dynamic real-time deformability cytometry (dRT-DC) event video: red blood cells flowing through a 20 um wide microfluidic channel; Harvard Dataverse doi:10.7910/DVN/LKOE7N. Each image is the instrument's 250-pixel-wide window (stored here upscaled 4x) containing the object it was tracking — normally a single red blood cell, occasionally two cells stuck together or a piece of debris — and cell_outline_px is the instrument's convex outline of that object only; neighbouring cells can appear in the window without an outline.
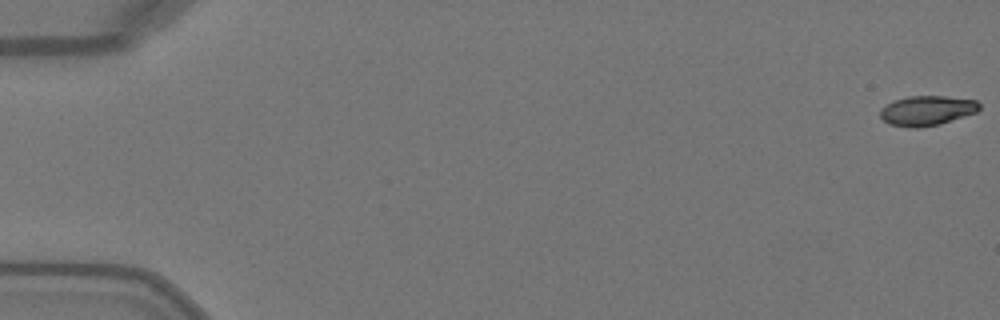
{"species": "Egyptian fruit bat (a non-hibernating species)", "species_latin": "Rousettus aegyptiacus", "temperature_condition": "warm", "stored_images_in_passage": 17, "camera_frame_rate_fps": 3000, "um_per_image_px": 0.085, "animal": {"sex": "female"}, "frame": {"image": 1, "passage_image": 1, "time_ms": 0.0, "image_size_px": [1000, 320], "cell_outline_px": [[980, 108], [976, 112], [940, 124], [916, 128], [908, 128], [888, 124], [880, 116], [880, 108], [896, 100], [908, 96], [944, 96], [976, 100], [980, 104]], "centroid_in_image_um": [78.78, 9.41], "position_along_channel_um": 6.2, "area_um2": 17.17}}
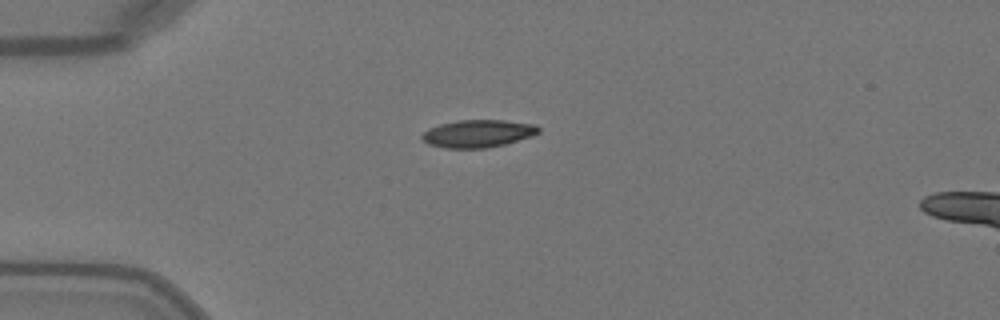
{"frame": {"image": 2, "passage_image": 14, "time_ms": 4.333, "image_size_px": [1000, 320], "cell_outline_px": [[540, 132], [532, 136], [504, 144], [488, 148], [444, 148], [428, 144], [420, 136], [428, 128], [440, 124], [460, 120], [504, 120], [536, 124], [540, 128]], "centroid_in_image_um": [40.64, 11.35], "position_along_channel_um": 44.4, "area_um2": 18.79}}